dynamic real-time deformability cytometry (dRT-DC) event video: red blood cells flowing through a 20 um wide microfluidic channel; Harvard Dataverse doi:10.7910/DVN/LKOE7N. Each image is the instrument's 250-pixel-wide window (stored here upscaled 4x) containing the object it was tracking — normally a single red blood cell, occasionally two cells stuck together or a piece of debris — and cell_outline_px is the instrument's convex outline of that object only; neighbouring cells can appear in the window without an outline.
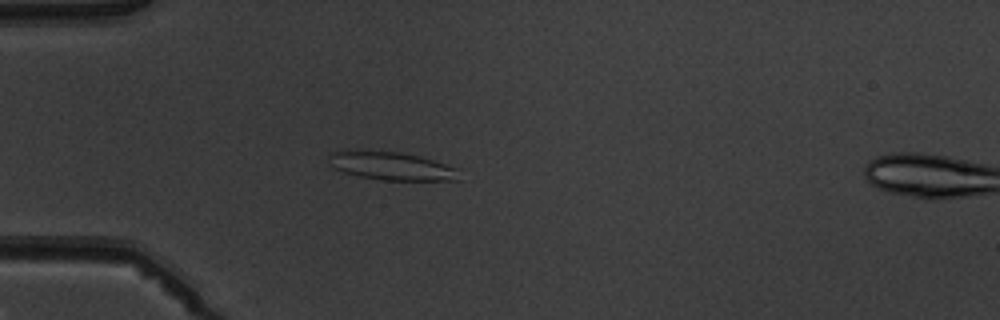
{"species": "common noctule bat (a hibernating species)", "species_latin": "Nyctalus noctula", "temperature_condition": "warm", "stored_images_in_passage": 5, "camera_frame_rate_fps": 3000, "um_per_image_px": 0.085, "animal": {"sex": "male", "body_mass_g": 19.5, "forearm_length_mm": 54.6}, "frame": {"image": 1, "passage_image": 4, "time_ms": 4.333, "image_size_px": [1000, 320], "cell_outline_px": [[460, 180], [384, 180], [360, 176], [344, 172], [328, 164], [328, 156], [336, 148], [360, 148], [400, 152], [420, 156], [460, 168]], "centroid_in_image_um": [33.21, 14.05], "position_along_channel_um": 51.8, "area_um2": 22.37}}